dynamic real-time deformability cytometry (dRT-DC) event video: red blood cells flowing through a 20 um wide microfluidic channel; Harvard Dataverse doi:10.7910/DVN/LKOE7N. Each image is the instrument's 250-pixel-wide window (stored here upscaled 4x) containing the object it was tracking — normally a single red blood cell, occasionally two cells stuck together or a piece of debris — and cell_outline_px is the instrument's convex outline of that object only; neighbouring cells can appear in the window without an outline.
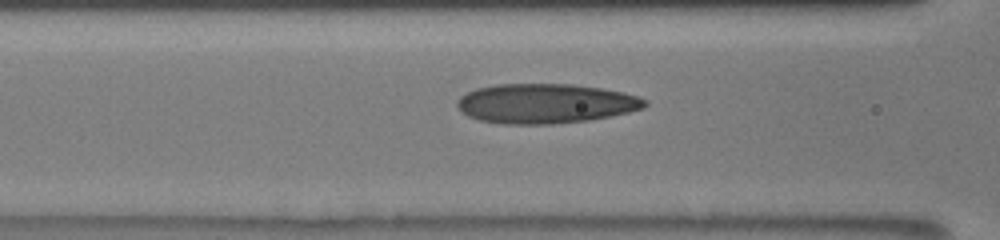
{"species": "human", "species_latin": "Homo sapiens", "temperature_condition": "room temperature", "stored_images_in_passage": 13, "camera_frame_rate_fps": 3000, "um_per_image_px": 0.085, "donor": {"sex": "male"}, "frame": {"image": 1, "passage_image": 11, "time_ms": 4.667, "image_size_px": [1000, 240], "cell_outline_px": [[648, 104], [644, 108], [628, 112], [588, 120], [552, 124], [500, 124], [480, 120], [468, 116], [456, 104], [456, 100], [460, 96], [476, 88], [496, 84], [572, 84], [600, 88], [624, 92], [636, 96], [644, 100]], "centroid_in_image_um": [46.34, 8.8], "position_along_channel_um": 120.3, "area_um2": 43.23}}